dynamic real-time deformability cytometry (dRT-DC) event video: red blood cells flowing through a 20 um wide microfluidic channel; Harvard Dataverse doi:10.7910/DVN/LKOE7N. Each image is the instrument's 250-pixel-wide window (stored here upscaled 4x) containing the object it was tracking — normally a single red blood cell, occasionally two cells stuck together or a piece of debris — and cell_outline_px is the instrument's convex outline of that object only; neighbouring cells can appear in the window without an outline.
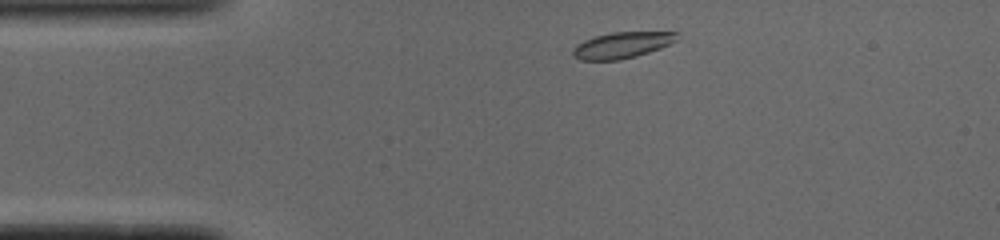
{"species": "common noctule bat (a hibernating species)", "species_latin": "Nyctalus noctula", "temperature_condition": "cold", "stored_images_in_passage": 43, "camera_frame_rate_fps": 3000, "um_per_image_px": 0.085, "animal": {"sex": "male", "body_mass_g": 19.0, "forearm_length_mm": 50.8}, "frame": {"image": 1, "passage_image": 2, "time_ms": 0.333, "image_size_px": [1000, 240], "cell_outline_px": [[680, 32], [676, 40], [660, 48], [636, 56], [620, 60], [580, 60], [572, 56], [572, 48], [576, 44], [584, 40], [596, 36], [612, 32]], "centroid_in_image_um": [52.83, 3.84], "position_along_channel_um": 32.2, "area_um2": 15.84}}
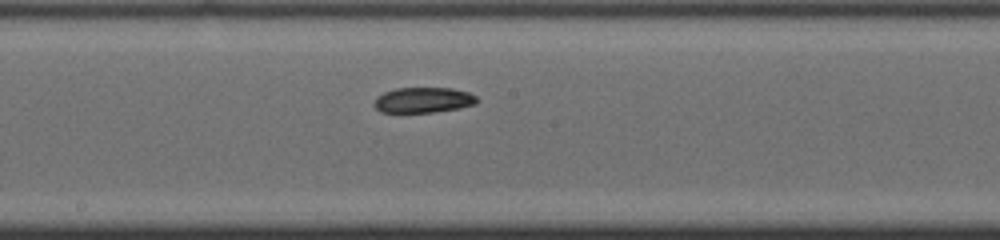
{"frame": {"image": 2, "passage_image": 19, "time_ms": 6.0, "image_size_px": [1000, 240], "cell_outline_px": [[480, 100], [476, 104], [460, 108], [432, 112], [380, 112], [372, 104], [376, 96], [384, 92], [396, 88], [452, 88], [468, 92], [476, 96]], "centroid_in_image_um": [35.98, 8.5], "position_along_channel_um": 212.2, "area_um2": 15.37}}
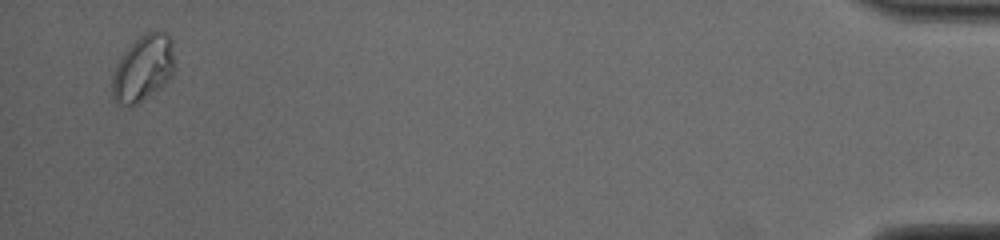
{"frame": {"image": 3, "passage_image": 42, "time_ms": 13.667, "image_size_px": [1000, 240], "cell_outline_px": [[176, 68], [164, 84], [136, 104], [116, 104], [112, 100], [112, 72], [120, 56], [144, 32], [156, 28], [168, 32], [172, 40]], "centroid_in_image_um": [12.18, 5.73], "position_along_channel_um": 423.0, "area_um2": 24.45}}